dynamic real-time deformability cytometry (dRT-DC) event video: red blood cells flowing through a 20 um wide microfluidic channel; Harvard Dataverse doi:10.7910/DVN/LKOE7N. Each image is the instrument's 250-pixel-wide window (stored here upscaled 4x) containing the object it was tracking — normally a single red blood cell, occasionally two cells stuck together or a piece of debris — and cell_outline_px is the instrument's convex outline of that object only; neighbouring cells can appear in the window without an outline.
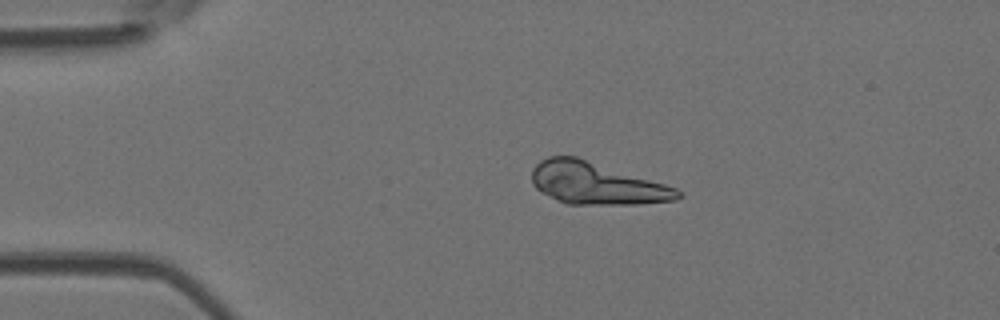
{"species": "Egyptian fruit bat (a non-hibernating species)", "species_latin": "Rousettus aegyptiacus", "temperature_condition": "room temperature", "stored_images_in_passage": 41, "camera_frame_rate_fps": 3000, "um_per_image_px": 0.085, "animal": {"sex": "female"}, "frame": {"image": 1, "passage_image": 1, "time_ms": 0.0, "image_size_px": [1000, 320], "cell_outline_px": [[684, 196], [676, 200], [640, 204], [568, 204], [540, 192], [532, 184], [532, 168], [540, 160], [548, 156], [576, 156], [664, 184], [676, 188]], "centroid_in_image_um": [50.67, 15.59], "position_along_channel_um": 34.3, "area_um2": 35.55}, "authors_computed_cell_mechanics": {"area_um2": 19.4208, "velocity_mm_per_s": 3.9209, "shape_relaxation_time_tau1_ms": 9.1326, "shape_relaxation_time_tau2_ms": null, "deformation_change_tau1": 0.2675, "deformation_change_tau2": null}}